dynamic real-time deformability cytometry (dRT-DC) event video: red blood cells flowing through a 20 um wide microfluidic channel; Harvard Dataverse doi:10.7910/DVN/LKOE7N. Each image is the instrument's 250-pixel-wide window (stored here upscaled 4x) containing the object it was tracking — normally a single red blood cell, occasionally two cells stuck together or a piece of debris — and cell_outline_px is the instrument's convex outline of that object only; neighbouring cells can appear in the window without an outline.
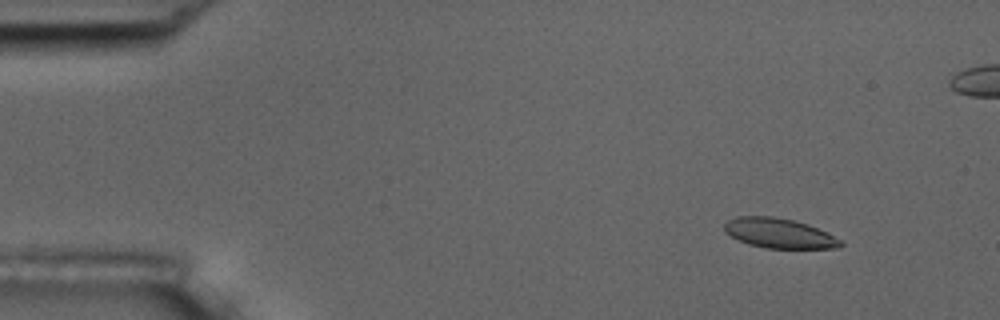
{"species": "common noctule bat (a hibernating species)", "species_latin": "Nyctalus noctula", "temperature_condition": "room temperature", "stored_images_in_passage": 56, "camera_frame_rate_fps": 3000, "um_per_image_px": 0.085, "animal": {"sex": "male", "body_mass_g": 17.5, "forearm_length_mm": 52.3}, "frame": {"image": 1, "passage_image": 6, "time_ms": 1.667, "image_size_px": [1000, 320], "cell_outline_px": [[844, 244], [840, 248], [768, 248], [748, 244], [724, 232], [724, 224], [728, 220], [736, 216], [772, 216], [792, 220], [808, 224], [840, 240]], "centroid_in_image_um": [66.19, 19.82], "position_along_channel_um": 18.8, "area_um2": 19.94}}
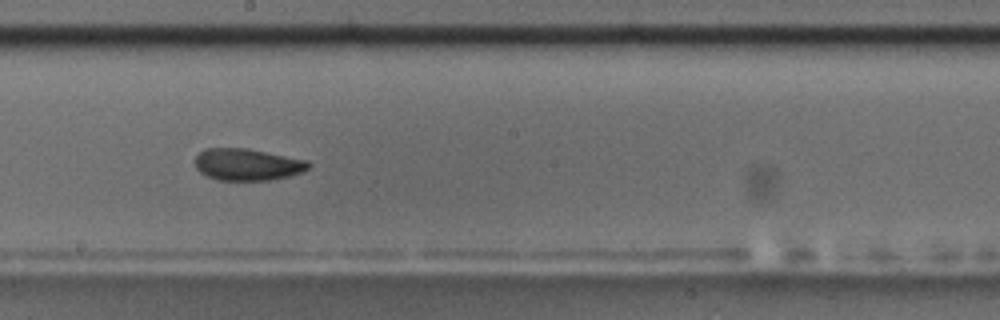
{"frame": {"image": 2, "passage_image": 31, "time_ms": 10.0, "image_size_px": [1000, 320], "cell_outline_px": [[312, 164], [304, 172], [272, 180], [216, 180], [200, 172], [196, 168], [196, 156], [204, 148], [248, 148], [308, 160]], "centroid_in_image_um": [21.05, 13.98], "position_along_channel_um": 227.1, "area_um2": 21.21}}
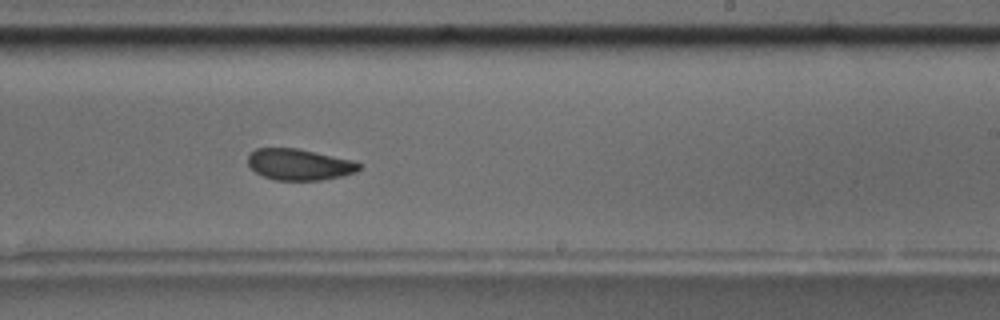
{"frame": {"image": 3, "passage_image": 34, "time_ms": 11.0, "image_size_px": [1000, 320], "cell_outline_px": [[364, 164], [356, 172], [344, 176], [320, 180], [276, 180], [264, 176], [256, 172], [248, 164], [248, 156], [256, 148], [296, 148], [352, 160]], "centroid_in_image_um": [25.47, 13.99], "position_along_channel_um": 263.5, "area_um2": 20.17}, "authors_computed_cell_mechanics": {"area_um2": 21.2126, "velocity_mm_per_s": 3.6417, "shape_relaxation_time_tau1_ms": 3.8216, "shape_relaxation_time_tau2_ms": 2.4887, "deformation_change_tau1": 0.1036, "deformation_change_tau2": 0.0586}}